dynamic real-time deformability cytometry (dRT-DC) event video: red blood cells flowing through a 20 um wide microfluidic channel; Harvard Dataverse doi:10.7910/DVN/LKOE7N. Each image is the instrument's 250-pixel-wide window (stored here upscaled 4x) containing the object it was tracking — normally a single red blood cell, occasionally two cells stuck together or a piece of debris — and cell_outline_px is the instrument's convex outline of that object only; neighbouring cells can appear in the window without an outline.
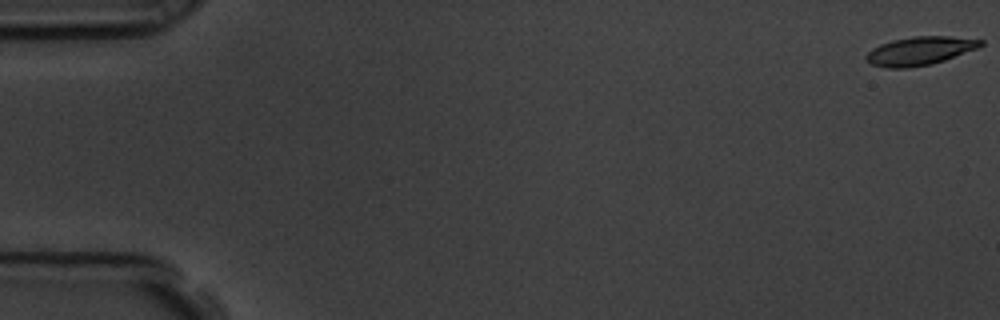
{"species": "common noctule bat (a hibernating species)", "species_latin": "Nyctalus noctula", "temperature_condition": "room temperature", "stored_images_in_passage": 10, "camera_frame_rate_fps": 3000, "um_per_image_px": 0.085, "animal": {"sex": "male", "body_mass_g": 19.5, "forearm_length_mm": 54.6}, "frame": {"image": 1, "passage_image": 1, "time_ms": 0.0, "image_size_px": [1000, 320], "cell_outline_px": [[984, 44], [980, 48], [932, 64], [908, 68], [888, 68], [872, 64], [864, 60], [864, 56], [872, 48], [880, 44], [892, 40], [912, 36], [952, 36], [984, 40]], "centroid_in_image_um": [78.2, 4.32], "position_along_channel_um": 6.8, "area_um2": 19.25}}